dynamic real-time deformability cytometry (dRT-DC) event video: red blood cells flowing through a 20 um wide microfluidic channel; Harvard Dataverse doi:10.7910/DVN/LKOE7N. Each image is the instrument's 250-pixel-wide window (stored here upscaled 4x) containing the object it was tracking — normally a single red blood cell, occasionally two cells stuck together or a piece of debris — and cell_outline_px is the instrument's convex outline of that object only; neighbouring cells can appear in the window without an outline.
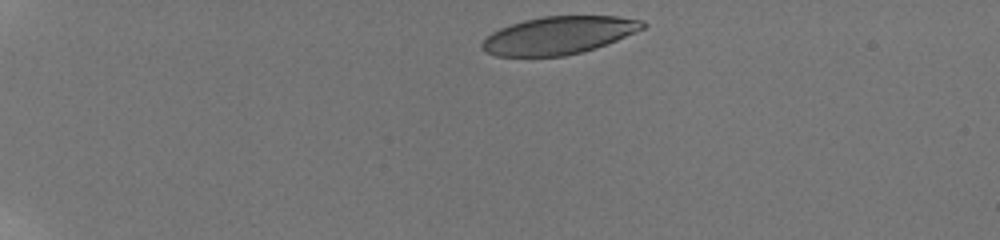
{"species": "human", "species_latin": "Homo sapiens", "temperature_condition": "room temperature", "stored_images_in_passage": 17, "camera_frame_rate_fps": 3000, "um_per_image_px": 0.085, "donor": {"sex": "male"}, "frame": {"image": 1, "passage_image": 1, "time_ms": 0.0, "image_size_px": [1000, 240], "cell_outline_px": [[648, 24], [644, 28], [636, 32], [596, 48], [564, 56], [496, 56], [484, 52], [480, 48], [480, 44], [492, 32], [500, 28], [524, 20], [544, 16], [616, 16], [644, 20]], "centroid_in_image_um": [47.49, 3.0], "position_along_channel_um": 37.5, "area_um2": 35.32}}
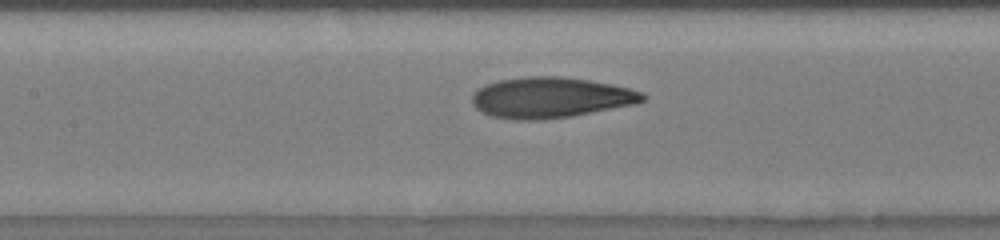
{"frame": {"image": 2, "passage_image": 11, "time_ms": 5.667, "image_size_px": [1000, 240], "cell_outline_px": [[648, 96], [644, 100], [636, 104], [572, 116], [544, 120], [516, 120], [492, 116], [476, 108], [472, 104], [472, 96], [480, 88], [488, 84], [500, 80], [524, 76], [564, 76], [612, 84], [644, 92]], "centroid_in_image_um": [46.85, 8.29], "position_along_channel_um": 160.6, "area_um2": 40.52}}
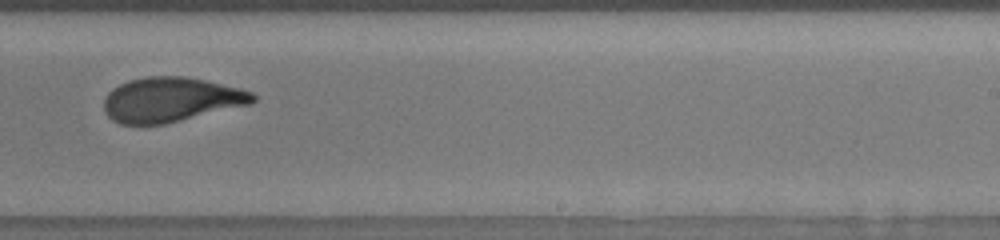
{"frame": {"image": 3, "passage_image": 16, "time_ms": 8.667, "image_size_px": [1000, 240], "cell_outline_px": [[256, 100], [252, 104], [164, 124], [120, 124], [112, 120], [108, 116], [104, 108], [104, 100], [108, 92], [112, 88], [128, 80], [144, 76], [184, 76], [204, 80], [240, 88], [252, 92], [256, 96]], "centroid_in_image_um": [14.53, 8.46], "position_along_channel_um": 274.5, "area_um2": 38.84}}